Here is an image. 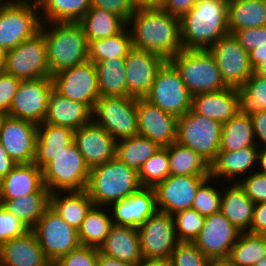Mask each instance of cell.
Segmentation results:
<instances>
[{
	"instance_id": "cell-1",
	"label": "cell",
	"mask_w": 266,
	"mask_h": 266,
	"mask_svg": "<svg viewBox=\"0 0 266 266\" xmlns=\"http://www.w3.org/2000/svg\"><path fill=\"white\" fill-rule=\"evenodd\" d=\"M127 26L132 28L133 48L155 53L166 61L182 50L180 18L160 7H136Z\"/></svg>"
},
{
	"instance_id": "cell-2",
	"label": "cell",
	"mask_w": 266,
	"mask_h": 266,
	"mask_svg": "<svg viewBox=\"0 0 266 266\" xmlns=\"http://www.w3.org/2000/svg\"><path fill=\"white\" fill-rule=\"evenodd\" d=\"M227 34L228 0H197L180 18L183 50H208Z\"/></svg>"
},
{
	"instance_id": "cell-3",
	"label": "cell",
	"mask_w": 266,
	"mask_h": 266,
	"mask_svg": "<svg viewBox=\"0 0 266 266\" xmlns=\"http://www.w3.org/2000/svg\"><path fill=\"white\" fill-rule=\"evenodd\" d=\"M39 31L46 41L51 77L63 69L88 61L89 42L79 22L41 23Z\"/></svg>"
},
{
	"instance_id": "cell-4",
	"label": "cell",
	"mask_w": 266,
	"mask_h": 266,
	"mask_svg": "<svg viewBox=\"0 0 266 266\" xmlns=\"http://www.w3.org/2000/svg\"><path fill=\"white\" fill-rule=\"evenodd\" d=\"M141 188L138 172L114 157L90 170L86 191L94 205L110 207Z\"/></svg>"
},
{
	"instance_id": "cell-5",
	"label": "cell",
	"mask_w": 266,
	"mask_h": 266,
	"mask_svg": "<svg viewBox=\"0 0 266 266\" xmlns=\"http://www.w3.org/2000/svg\"><path fill=\"white\" fill-rule=\"evenodd\" d=\"M169 62L179 72L192 95L227 88L220 75L216 60L208 50L182 49Z\"/></svg>"
},
{
	"instance_id": "cell-6",
	"label": "cell",
	"mask_w": 266,
	"mask_h": 266,
	"mask_svg": "<svg viewBox=\"0 0 266 266\" xmlns=\"http://www.w3.org/2000/svg\"><path fill=\"white\" fill-rule=\"evenodd\" d=\"M0 0V46L10 50L39 32L41 20L36 0Z\"/></svg>"
},
{
	"instance_id": "cell-7",
	"label": "cell",
	"mask_w": 266,
	"mask_h": 266,
	"mask_svg": "<svg viewBox=\"0 0 266 266\" xmlns=\"http://www.w3.org/2000/svg\"><path fill=\"white\" fill-rule=\"evenodd\" d=\"M222 124L192 109L178 118L176 142L195 151L209 165L220 151Z\"/></svg>"
},
{
	"instance_id": "cell-8",
	"label": "cell",
	"mask_w": 266,
	"mask_h": 266,
	"mask_svg": "<svg viewBox=\"0 0 266 266\" xmlns=\"http://www.w3.org/2000/svg\"><path fill=\"white\" fill-rule=\"evenodd\" d=\"M42 173L44 185L52 193L86 189L90 169L73 141L65 150L53 156Z\"/></svg>"
},
{
	"instance_id": "cell-9",
	"label": "cell",
	"mask_w": 266,
	"mask_h": 266,
	"mask_svg": "<svg viewBox=\"0 0 266 266\" xmlns=\"http://www.w3.org/2000/svg\"><path fill=\"white\" fill-rule=\"evenodd\" d=\"M92 120L103 127L116 141L136 136L138 135L136 98L100 96L92 110Z\"/></svg>"
},
{
	"instance_id": "cell-10",
	"label": "cell",
	"mask_w": 266,
	"mask_h": 266,
	"mask_svg": "<svg viewBox=\"0 0 266 266\" xmlns=\"http://www.w3.org/2000/svg\"><path fill=\"white\" fill-rule=\"evenodd\" d=\"M4 71L21 81L51 77L44 35L39 31L7 50Z\"/></svg>"
},
{
	"instance_id": "cell-11",
	"label": "cell",
	"mask_w": 266,
	"mask_h": 266,
	"mask_svg": "<svg viewBox=\"0 0 266 266\" xmlns=\"http://www.w3.org/2000/svg\"><path fill=\"white\" fill-rule=\"evenodd\" d=\"M192 97L179 72L166 61L157 72L145 99L162 111L179 118L191 109Z\"/></svg>"
},
{
	"instance_id": "cell-12",
	"label": "cell",
	"mask_w": 266,
	"mask_h": 266,
	"mask_svg": "<svg viewBox=\"0 0 266 266\" xmlns=\"http://www.w3.org/2000/svg\"><path fill=\"white\" fill-rule=\"evenodd\" d=\"M31 230L35 233L46 258L52 264L81 245L78 230L69 225L51 207Z\"/></svg>"
},
{
	"instance_id": "cell-13",
	"label": "cell",
	"mask_w": 266,
	"mask_h": 266,
	"mask_svg": "<svg viewBox=\"0 0 266 266\" xmlns=\"http://www.w3.org/2000/svg\"><path fill=\"white\" fill-rule=\"evenodd\" d=\"M52 79L54 90L61 96L86 104L91 110L100 98L96 67L89 60L55 73Z\"/></svg>"
},
{
	"instance_id": "cell-14",
	"label": "cell",
	"mask_w": 266,
	"mask_h": 266,
	"mask_svg": "<svg viewBox=\"0 0 266 266\" xmlns=\"http://www.w3.org/2000/svg\"><path fill=\"white\" fill-rule=\"evenodd\" d=\"M208 51L214 56L227 87L241 88L251 77L253 68L249 54L231 33L220 38Z\"/></svg>"
},
{
	"instance_id": "cell-15",
	"label": "cell",
	"mask_w": 266,
	"mask_h": 266,
	"mask_svg": "<svg viewBox=\"0 0 266 266\" xmlns=\"http://www.w3.org/2000/svg\"><path fill=\"white\" fill-rule=\"evenodd\" d=\"M143 258L169 260L179 242L173 215L156 211L138 227Z\"/></svg>"
},
{
	"instance_id": "cell-16",
	"label": "cell",
	"mask_w": 266,
	"mask_h": 266,
	"mask_svg": "<svg viewBox=\"0 0 266 266\" xmlns=\"http://www.w3.org/2000/svg\"><path fill=\"white\" fill-rule=\"evenodd\" d=\"M53 89L52 77L21 81L7 115L37 125L44 123Z\"/></svg>"
},
{
	"instance_id": "cell-17",
	"label": "cell",
	"mask_w": 266,
	"mask_h": 266,
	"mask_svg": "<svg viewBox=\"0 0 266 266\" xmlns=\"http://www.w3.org/2000/svg\"><path fill=\"white\" fill-rule=\"evenodd\" d=\"M240 231L219 211L205 217L194 244L208 259L228 258Z\"/></svg>"
},
{
	"instance_id": "cell-18",
	"label": "cell",
	"mask_w": 266,
	"mask_h": 266,
	"mask_svg": "<svg viewBox=\"0 0 266 266\" xmlns=\"http://www.w3.org/2000/svg\"><path fill=\"white\" fill-rule=\"evenodd\" d=\"M209 176L170 175L154 187L157 210L174 215L190 209L199 186Z\"/></svg>"
},
{
	"instance_id": "cell-19",
	"label": "cell",
	"mask_w": 266,
	"mask_h": 266,
	"mask_svg": "<svg viewBox=\"0 0 266 266\" xmlns=\"http://www.w3.org/2000/svg\"><path fill=\"white\" fill-rule=\"evenodd\" d=\"M37 124L4 115L0 123V143L17 164L34 161Z\"/></svg>"
},
{
	"instance_id": "cell-20",
	"label": "cell",
	"mask_w": 266,
	"mask_h": 266,
	"mask_svg": "<svg viewBox=\"0 0 266 266\" xmlns=\"http://www.w3.org/2000/svg\"><path fill=\"white\" fill-rule=\"evenodd\" d=\"M138 135L149 138L160 147L176 142L178 118L162 111L145 98H136Z\"/></svg>"
},
{
	"instance_id": "cell-21",
	"label": "cell",
	"mask_w": 266,
	"mask_h": 266,
	"mask_svg": "<svg viewBox=\"0 0 266 266\" xmlns=\"http://www.w3.org/2000/svg\"><path fill=\"white\" fill-rule=\"evenodd\" d=\"M165 62L155 53L133 48L125 57L127 96L145 98Z\"/></svg>"
},
{
	"instance_id": "cell-22",
	"label": "cell",
	"mask_w": 266,
	"mask_h": 266,
	"mask_svg": "<svg viewBox=\"0 0 266 266\" xmlns=\"http://www.w3.org/2000/svg\"><path fill=\"white\" fill-rule=\"evenodd\" d=\"M74 143L90 170L115 157L116 140L93 120L74 131Z\"/></svg>"
},
{
	"instance_id": "cell-23",
	"label": "cell",
	"mask_w": 266,
	"mask_h": 266,
	"mask_svg": "<svg viewBox=\"0 0 266 266\" xmlns=\"http://www.w3.org/2000/svg\"><path fill=\"white\" fill-rule=\"evenodd\" d=\"M110 206L113 224L138 228L157 211L156 194L154 188L142 187Z\"/></svg>"
},
{
	"instance_id": "cell-24",
	"label": "cell",
	"mask_w": 266,
	"mask_h": 266,
	"mask_svg": "<svg viewBox=\"0 0 266 266\" xmlns=\"http://www.w3.org/2000/svg\"><path fill=\"white\" fill-rule=\"evenodd\" d=\"M30 193H51L44 185L42 168L20 163L0 180V200H12Z\"/></svg>"
},
{
	"instance_id": "cell-25",
	"label": "cell",
	"mask_w": 266,
	"mask_h": 266,
	"mask_svg": "<svg viewBox=\"0 0 266 266\" xmlns=\"http://www.w3.org/2000/svg\"><path fill=\"white\" fill-rule=\"evenodd\" d=\"M0 266H52L46 258L35 233L10 239L0 246Z\"/></svg>"
},
{
	"instance_id": "cell-26",
	"label": "cell",
	"mask_w": 266,
	"mask_h": 266,
	"mask_svg": "<svg viewBox=\"0 0 266 266\" xmlns=\"http://www.w3.org/2000/svg\"><path fill=\"white\" fill-rule=\"evenodd\" d=\"M191 109L208 119L226 123L239 112L237 89L227 87L220 91L193 95Z\"/></svg>"
},
{
	"instance_id": "cell-27",
	"label": "cell",
	"mask_w": 266,
	"mask_h": 266,
	"mask_svg": "<svg viewBox=\"0 0 266 266\" xmlns=\"http://www.w3.org/2000/svg\"><path fill=\"white\" fill-rule=\"evenodd\" d=\"M92 120V110L83 103L61 96L54 89L48 98V108L44 123L79 129Z\"/></svg>"
},
{
	"instance_id": "cell-28",
	"label": "cell",
	"mask_w": 266,
	"mask_h": 266,
	"mask_svg": "<svg viewBox=\"0 0 266 266\" xmlns=\"http://www.w3.org/2000/svg\"><path fill=\"white\" fill-rule=\"evenodd\" d=\"M101 254L120 261L137 264L143 259L138 228L113 224L103 244Z\"/></svg>"
},
{
	"instance_id": "cell-29",
	"label": "cell",
	"mask_w": 266,
	"mask_h": 266,
	"mask_svg": "<svg viewBox=\"0 0 266 266\" xmlns=\"http://www.w3.org/2000/svg\"><path fill=\"white\" fill-rule=\"evenodd\" d=\"M259 147H245L237 151H219L215 160L210 164V177L227 179L229 183L238 176H245L257 163ZM237 176V177H236Z\"/></svg>"
},
{
	"instance_id": "cell-30",
	"label": "cell",
	"mask_w": 266,
	"mask_h": 266,
	"mask_svg": "<svg viewBox=\"0 0 266 266\" xmlns=\"http://www.w3.org/2000/svg\"><path fill=\"white\" fill-rule=\"evenodd\" d=\"M220 212L241 232L250 231L255 203L239 182L222 189Z\"/></svg>"
},
{
	"instance_id": "cell-31",
	"label": "cell",
	"mask_w": 266,
	"mask_h": 266,
	"mask_svg": "<svg viewBox=\"0 0 266 266\" xmlns=\"http://www.w3.org/2000/svg\"><path fill=\"white\" fill-rule=\"evenodd\" d=\"M73 141L74 131L68 127L39 124L33 163L43 169L53 160V156L65 150Z\"/></svg>"
},
{
	"instance_id": "cell-32",
	"label": "cell",
	"mask_w": 266,
	"mask_h": 266,
	"mask_svg": "<svg viewBox=\"0 0 266 266\" xmlns=\"http://www.w3.org/2000/svg\"><path fill=\"white\" fill-rule=\"evenodd\" d=\"M93 206L94 202L89 198L86 189L55 191L50 194V207L77 230Z\"/></svg>"
},
{
	"instance_id": "cell-33",
	"label": "cell",
	"mask_w": 266,
	"mask_h": 266,
	"mask_svg": "<svg viewBox=\"0 0 266 266\" xmlns=\"http://www.w3.org/2000/svg\"><path fill=\"white\" fill-rule=\"evenodd\" d=\"M266 26L265 0H228V30Z\"/></svg>"
},
{
	"instance_id": "cell-34",
	"label": "cell",
	"mask_w": 266,
	"mask_h": 266,
	"mask_svg": "<svg viewBox=\"0 0 266 266\" xmlns=\"http://www.w3.org/2000/svg\"><path fill=\"white\" fill-rule=\"evenodd\" d=\"M253 122L248 114L237 113L222 124L220 151H237L245 147H258Z\"/></svg>"
},
{
	"instance_id": "cell-35",
	"label": "cell",
	"mask_w": 266,
	"mask_h": 266,
	"mask_svg": "<svg viewBox=\"0 0 266 266\" xmlns=\"http://www.w3.org/2000/svg\"><path fill=\"white\" fill-rule=\"evenodd\" d=\"M97 71L100 96H127L125 58L93 62Z\"/></svg>"
},
{
	"instance_id": "cell-36",
	"label": "cell",
	"mask_w": 266,
	"mask_h": 266,
	"mask_svg": "<svg viewBox=\"0 0 266 266\" xmlns=\"http://www.w3.org/2000/svg\"><path fill=\"white\" fill-rule=\"evenodd\" d=\"M88 42L119 34L127 23L119 16L104 9L90 8L79 21Z\"/></svg>"
},
{
	"instance_id": "cell-37",
	"label": "cell",
	"mask_w": 266,
	"mask_h": 266,
	"mask_svg": "<svg viewBox=\"0 0 266 266\" xmlns=\"http://www.w3.org/2000/svg\"><path fill=\"white\" fill-rule=\"evenodd\" d=\"M50 194L30 193L12 200H0V204L31 230L50 207Z\"/></svg>"
},
{
	"instance_id": "cell-38",
	"label": "cell",
	"mask_w": 266,
	"mask_h": 266,
	"mask_svg": "<svg viewBox=\"0 0 266 266\" xmlns=\"http://www.w3.org/2000/svg\"><path fill=\"white\" fill-rule=\"evenodd\" d=\"M36 1L39 8L41 23L79 22L86 14V12L91 8L90 0Z\"/></svg>"
},
{
	"instance_id": "cell-39",
	"label": "cell",
	"mask_w": 266,
	"mask_h": 266,
	"mask_svg": "<svg viewBox=\"0 0 266 266\" xmlns=\"http://www.w3.org/2000/svg\"><path fill=\"white\" fill-rule=\"evenodd\" d=\"M159 149L160 146L149 138L136 135L116 141L115 157L138 172Z\"/></svg>"
},
{
	"instance_id": "cell-40",
	"label": "cell",
	"mask_w": 266,
	"mask_h": 266,
	"mask_svg": "<svg viewBox=\"0 0 266 266\" xmlns=\"http://www.w3.org/2000/svg\"><path fill=\"white\" fill-rule=\"evenodd\" d=\"M170 175L210 176V165L195 151L174 142L168 146Z\"/></svg>"
},
{
	"instance_id": "cell-41",
	"label": "cell",
	"mask_w": 266,
	"mask_h": 266,
	"mask_svg": "<svg viewBox=\"0 0 266 266\" xmlns=\"http://www.w3.org/2000/svg\"><path fill=\"white\" fill-rule=\"evenodd\" d=\"M102 208L94 205L82 221L81 227L78 229L81 245L99 248L105 241L113 225V220L110 213Z\"/></svg>"
},
{
	"instance_id": "cell-42",
	"label": "cell",
	"mask_w": 266,
	"mask_h": 266,
	"mask_svg": "<svg viewBox=\"0 0 266 266\" xmlns=\"http://www.w3.org/2000/svg\"><path fill=\"white\" fill-rule=\"evenodd\" d=\"M132 49L133 42L128 26H126L119 34L112 37L90 41L88 60L98 62L114 58H125Z\"/></svg>"
},
{
	"instance_id": "cell-43",
	"label": "cell",
	"mask_w": 266,
	"mask_h": 266,
	"mask_svg": "<svg viewBox=\"0 0 266 266\" xmlns=\"http://www.w3.org/2000/svg\"><path fill=\"white\" fill-rule=\"evenodd\" d=\"M266 256V241L262 235L240 233L228 259L232 266H255Z\"/></svg>"
},
{
	"instance_id": "cell-44",
	"label": "cell",
	"mask_w": 266,
	"mask_h": 266,
	"mask_svg": "<svg viewBox=\"0 0 266 266\" xmlns=\"http://www.w3.org/2000/svg\"><path fill=\"white\" fill-rule=\"evenodd\" d=\"M239 113L249 116L266 110V76L252 73L241 87L237 88Z\"/></svg>"
},
{
	"instance_id": "cell-45",
	"label": "cell",
	"mask_w": 266,
	"mask_h": 266,
	"mask_svg": "<svg viewBox=\"0 0 266 266\" xmlns=\"http://www.w3.org/2000/svg\"><path fill=\"white\" fill-rule=\"evenodd\" d=\"M170 176L168 146L160 149L148 159L138 171L142 187L154 188Z\"/></svg>"
},
{
	"instance_id": "cell-46",
	"label": "cell",
	"mask_w": 266,
	"mask_h": 266,
	"mask_svg": "<svg viewBox=\"0 0 266 266\" xmlns=\"http://www.w3.org/2000/svg\"><path fill=\"white\" fill-rule=\"evenodd\" d=\"M175 234L179 242H194L199 235L205 217L195 209H186L173 215Z\"/></svg>"
},
{
	"instance_id": "cell-47",
	"label": "cell",
	"mask_w": 266,
	"mask_h": 266,
	"mask_svg": "<svg viewBox=\"0 0 266 266\" xmlns=\"http://www.w3.org/2000/svg\"><path fill=\"white\" fill-rule=\"evenodd\" d=\"M212 181L214 178L209 176L199 186L191 207L204 217L220 211L222 190L210 185Z\"/></svg>"
},
{
	"instance_id": "cell-48",
	"label": "cell",
	"mask_w": 266,
	"mask_h": 266,
	"mask_svg": "<svg viewBox=\"0 0 266 266\" xmlns=\"http://www.w3.org/2000/svg\"><path fill=\"white\" fill-rule=\"evenodd\" d=\"M169 262L170 266H207L209 259L193 242H178Z\"/></svg>"
},
{
	"instance_id": "cell-49",
	"label": "cell",
	"mask_w": 266,
	"mask_h": 266,
	"mask_svg": "<svg viewBox=\"0 0 266 266\" xmlns=\"http://www.w3.org/2000/svg\"><path fill=\"white\" fill-rule=\"evenodd\" d=\"M99 249L80 245L58 258L52 266H97Z\"/></svg>"
},
{
	"instance_id": "cell-50",
	"label": "cell",
	"mask_w": 266,
	"mask_h": 266,
	"mask_svg": "<svg viewBox=\"0 0 266 266\" xmlns=\"http://www.w3.org/2000/svg\"><path fill=\"white\" fill-rule=\"evenodd\" d=\"M28 230L30 229L21 220L0 204V246L10 239L24 235Z\"/></svg>"
},
{
	"instance_id": "cell-51",
	"label": "cell",
	"mask_w": 266,
	"mask_h": 266,
	"mask_svg": "<svg viewBox=\"0 0 266 266\" xmlns=\"http://www.w3.org/2000/svg\"><path fill=\"white\" fill-rule=\"evenodd\" d=\"M236 180L245 190L246 195L255 203L266 202V175L253 170V173Z\"/></svg>"
},
{
	"instance_id": "cell-52",
	"label": "cell",
	"mask_w": 266,
	"mask_h": 266,
	"mask_svg": "<svg viewBox=\"0 0 266 266\" xmlns=\"http://www.w3.org/2000/svg\"><path fill=\"white\" fill-rule=\"evenodd\" d=\"M21 80L0 71V113L7 115Z\"/></svg>"
},
{
	"instance_id": "cell-53",
	"label": "cell",
	"mask_w": 266,
	"mask_h": 266,
	"mask_svg": "<svg viewBox=\"0 0 266 266\" xmlns=\"http://www.w3.org/2000/svg\"><path fill=\"white\" fill-rule=\"evenodd\" d=\"M233 35L248 54L255 48L266 44V26L240 29Z\"/></svg>"
},
{
	"instance_id": "cell-54",
	"label": "cell",
	"mask_w": 266,
	"mask_h": 266,
	"mask_svg": "<svg viewBox=\"0 0 266 266\" xmlns=\"http://www.w3.org/2000/svg\"><path fill=\"white\" fill-rule=\"evenodd\" d=\"M91 8L104 9L121 17L126 23L135 12L133 0H90Z\"/></svg>"
},
{
	"instance_id": "cell-55",
	"label": "cell",
	"mask_w": 266,
	"mask_h": 266,
	"mask_svg": "<svg viewBox=\"0 0 266 266\" xmlns=\"http://www.w3.org/2000/svg\"><path fill=\"white\" fill-rule=\"evenodd\" d=\"M197 0H164L161 7L173 16L181 18L188 13Z\"/></svg>"
},
{
	"instance_id": "cell-56",
	"label": "cell",
	"mask_w": 266,
	"mask_h": 266,
	"mask_svg": "<svg viewBox=\"0 0 266 266\" xmlns=\"http://www.w3.org/2000/svg\"><path fill=\"white\" fill-rule=\"evenodd\" d=\"M266 232V202L254 205L253 220L248 233L262 235Z\"/></svg>"
},
{
	"instance_id": "cell-57",
	"label": "cell",
	"mask_w": 266,
	"mask_h": 266,
	"mask_svg": "<svg viewBox=\"0 0 266 266\" xmlns=\"http://www.w3.org/2000/svg\"><path fill=\"white\" fill-rule=\"evenodd\" d=\"M250 116L253 122L255 140L256 142L258 140L259 144H263L262 148H266V110L254 113Z\"/></svg>"
},
{
	"instance_id": "cell-58",
	"label": "cell",
	"mask_w": 266,
	"mask_h": 266,
	"mask_svg": "<svg viewBox=\"0 0 266 266\" xmlns=\"http://www.w3.org/2000/svg\"><path fill=\"white\" fill-rule=\"evenodd\" d=\"M16 165L17 163L9 157L0 143V180L8 175Z\"/></svg>"
},
{
	"instance_id": "cell-59",
	"label": "cell",
	"mask_w": 266,
	"mask_h": 266,
	"mask_svg": "<svg viewBox=\"0 0 266 266\" xmlns=\"http://www.w3.org/2000/svg\"><path fill=\"white\" fill-rule=\"evenodd\" d=\"M97 266H137V264H131L127 262L120 261L116 258H112L101 254L99 252V258L97 262Z\"/></svg>"
},
{
	"instance_id": "cell-60",
	"label": "cell",
	"mask_w": 266,
	"mask_h": 266,
	"mask_svg": "<svg viewBox=\"0 0 266 266\" xmlns=\"http://www.w3.org/2000/svg\"><path fill=\"white\" fill-rule=\"evenodd\" d=\"M250 63L254 69L259 63L262 62V58H266V44L255 48L249 53Z\"/></svg>"
},
{
	"instance_id": "cell-61",
	"label": "cell",
	"mask_w": 266,
	"mask_h": 266,
	"mask_svg": "<svg viewBox=\"0 0 266 266\" xmlns=\"http://www.w3.org/2000/svg\"><path fill=\"white\" fill-rule=\"evenodd\" d=\"M259 147L258 153H257V162L258 169L256 168V171L258 173L266 175V148Z\"/></svg>"
},
{
	"instance_id": "cell-62",
	"label": "cell",
	"mask_w": 266,
	"mask_h": 266,
	"mask_svg": "<svg viewBox=\"0 0 266 266\" xmlns=\"http://www.w3.org/2000/svg\"><path fill=\"white\" fill-rule=\"evenodd\" d=\"M137 266H170L169 260L143 258Z\"/></svg>"
},
{
	"instance_id": "cell-63",
	"label": "cell",
	"mask_w": 266,
	"mask_h": 266,
	"mask_svg": "<svg viewBox=\"0 0 266 266\" xmlns=\"http://www.w3.org/2000/svg\"><path fill=\"white\" fill-rule=\"evenodd\" d=\"M164 0H133L136 7H161Z\"/></svg>"
},
{
	"instance_id": "cell-64",
	"label": "cell",
	"mask_w": 266,
	"mask_h": 266,
	"mask_svg": "<svg viewBox=\"0 0 266 266\" xmlns=\"http://www.w3.org/2000/svg\"><path fill=\"white\" fill-rule=\"evenodd\" d=\"M207 266H232L228 258L224 259H209Z\"/></svg>"
},
{
	"instance_id": "cell-65",
	"label": "cell",
	"mask_w": 266,
	"mask_h": 266,
	"mask_svg": "<svg viewBox=\"0 0 266 266\" xmlns=\"http://www.w3.org/2000/svg\"><path fill=\"white\" fill-rule=\"evenodd\" d=\"M253 73L259 76H266V58H262V62L259 63L254 69Z\"/></svg>"
},
{
	"instance_id": "cell-66",
	"label": "cell",
	"mask_w": 266,
	"mask_h": 266,
	"mask_svg": "<svg viewBox=\"0 0 266 266\" xmlns=\"http://www.w3.org/2000/svg\"><path fill=\"white\" fill-rule=\"evenodd\" d=\"M5 58H6V51L0 46V71L4 70Z\"/></svg>"
},
{
	"instance_id": "cell-67",
	"label": "cell",
	"mask_w": 266,
	"mask_h": 266,
	"mask_svg": "<svg viewBox=\"0 0 266 266\" xmlns=\"http://www.w3.org/2000/svg\"><path fill=\"white\" fill-rule=\"evenodd\" d=\"M255 266H266V256L258 261Z\"/></svg>"
},
{
	"instance_id": "cell-68",
	"label": "cell",
	"mask_w": 266,
	"mask_h": 266,
	"mask_svg": "<svg viewBox=\"0 0 266 266\" xmlns=\"http://www.w3.org/2000/svg\"><path fill=\"white\" fill-rule=\"evenodd\" d=\"M3 116H4V114L0 113V123H1Z\"/></svg>"
},
{
	"instance_id": "cell-69",
	"label": "cell",
	"mask_w": 266,
	"mask_h": 266,
	"mask_svg": "<svg viewBox=\"0 0 266 266\" xmlns=\"http://www.w3.org/2000/svg\"><path fill=\"white\" fill-rule=\"evenodd\" d=\"M262 236L265 238V241H266V232L262 234Z\"/></svg>"
}]
</instances>
